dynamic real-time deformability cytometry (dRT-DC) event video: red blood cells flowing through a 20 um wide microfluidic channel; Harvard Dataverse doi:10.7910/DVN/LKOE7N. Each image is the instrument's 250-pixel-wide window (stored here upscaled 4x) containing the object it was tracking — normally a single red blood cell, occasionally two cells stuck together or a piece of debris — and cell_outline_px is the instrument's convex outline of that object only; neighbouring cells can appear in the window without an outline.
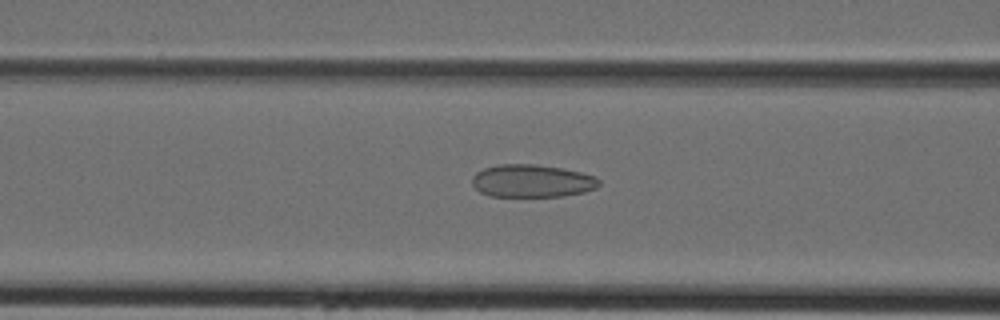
{"species": "Egyptian fruit bat (a non-hibernating species)", "species_latin": "Rousettus aegyptiacus", "temperature_condition": "cold", "stored_images_in_passage": 15, "camera_frame_rate_fps": 3000, "um_per_image_px": 0.085, "animal": {"sex": "female"}, "frame": {"image": 1, "passage_image": 10, "time_ms": 3.0, "image_size_px": [1000, 320], "cell_outline_px": [[600, 184], [596, 188], [584, 192], [560, 196], [488, 196], [480, 192], [472, 184], [472, 176], [476, 172], [484, 168], [496, 164], [536, 164], [560, 168], [580, 172], [596, 176], [600, 180]], "centroid_in_image_um": [45.2, 15.37], "position_along_channel_um": 121.4, "area_um2": 24.28}}
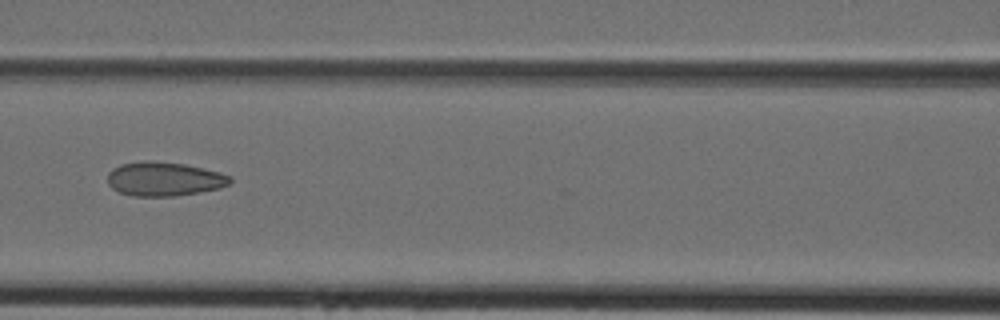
{"frame": {"image": 2, "passage_image": 12, "time_ms": 3.667, "image_size_px": [1000, 320], "cell_outline_px": [[232, 180], [228, 184], [220, 188], [176, 196], [132, 196], [120, 192], [112, 188], [108, 184], [108, 172], [112, 168], [120, 164], [144, 160], [184, 164], [220, 172], [232, 176]], "centroid_in_image_um": [13.94, 15.21], "position_along_channel_um": 152.7, "area_um2": 24.33}}
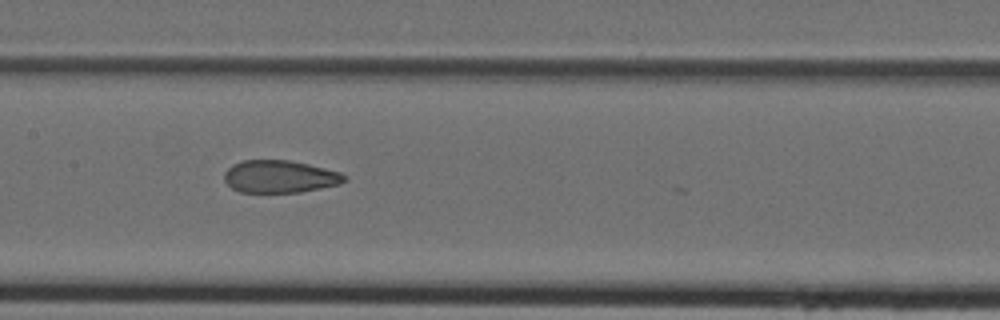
{"frame": {"image": 3, "passage_image": 14, "time_ms": 4.333, "image_size_px": [1000, 320], "cell_outline_px": [[348, 180], [340, 184], [300, 192], [240, 192], [232, 188], [224, 180], [224, 172], [232, 164], [244, 160], [288, 160], [308, 164], [340, 172], [348, 176]], "centroid_in_image_um": [23.79, 15.01], "position_along_channel_um": 183.6, "area_um2": 22.77}}